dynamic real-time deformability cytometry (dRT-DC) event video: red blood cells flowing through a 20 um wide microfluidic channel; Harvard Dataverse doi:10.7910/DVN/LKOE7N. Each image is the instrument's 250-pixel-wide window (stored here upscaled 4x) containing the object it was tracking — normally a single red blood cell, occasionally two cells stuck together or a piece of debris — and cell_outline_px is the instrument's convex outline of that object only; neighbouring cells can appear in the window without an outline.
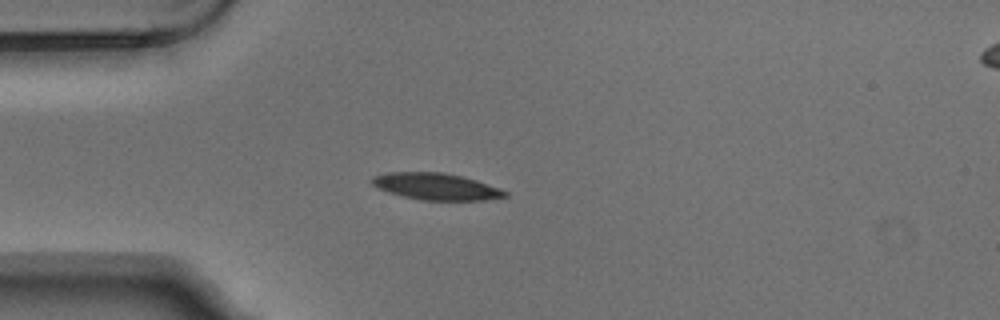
{"species": "Egyptian fruit bat (a non-hibernating species)", "species_latin": "Rousettus aegyptiacus", "temperature_condition": "warm", "stored_images_in_passage": 5, "segment_of_instrument_passage": [1, 2], "camera_frame_rate_fps": 3000, "um_per_image_px": 0.085, "animal": {"sex": "male"}, "frame": {"image": 1, "passage_image": 4, "time_ms": 1.0, "image_size_px": [1000, 320], "cell_outline_px": [[508, 196], [484, 200], [420, 200], [388, 192], [372, 184], [368, 180], [372, 176], [388, 172], [444, 172], [476, 180], [500, 188], [508, 192]], "centroid_in_image_um": [37.05, 15.84], "position_along_channel_um": 47.9, "area_um2": 20.69}}